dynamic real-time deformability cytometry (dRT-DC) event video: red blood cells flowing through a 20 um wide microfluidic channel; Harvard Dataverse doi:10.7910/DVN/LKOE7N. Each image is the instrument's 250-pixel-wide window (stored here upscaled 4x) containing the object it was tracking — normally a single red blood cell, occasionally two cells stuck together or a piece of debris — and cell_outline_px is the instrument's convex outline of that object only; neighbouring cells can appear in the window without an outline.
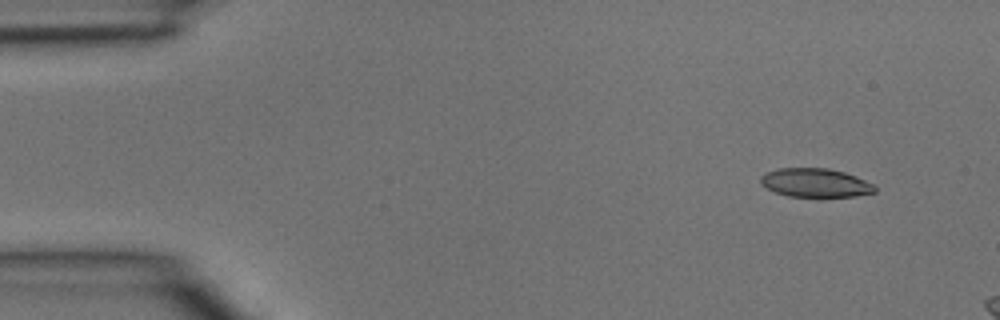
{"species": "common noctule bat (a hibernating species)", "species_latin": "Nyctalus noctula", "temperature_condition": "room temperature", "stored_images_in_passage": 3, "camera_frame_rate_fps": 3000, "um_per_image_px": 0.085, "animal": {"sex": "male", "body_mass_g": 15.6}, "frame": {"image": 1, "passage_image": 1, "time_ms": 0.0, "image_size_px": [1000, 320], "cell_outline_px": [[876, 192], [856, 196], [820, 200], [788, 196], [776, 192], [760, 184], [760, 176], [768, 172], [780, 168], [828, 168], [844, 172], [856, 176], [876, 184]], "centroid_in_image_um": [69.37, 15.59], "position_along_channel_um": 15.6, "area_um2": 20.06}}